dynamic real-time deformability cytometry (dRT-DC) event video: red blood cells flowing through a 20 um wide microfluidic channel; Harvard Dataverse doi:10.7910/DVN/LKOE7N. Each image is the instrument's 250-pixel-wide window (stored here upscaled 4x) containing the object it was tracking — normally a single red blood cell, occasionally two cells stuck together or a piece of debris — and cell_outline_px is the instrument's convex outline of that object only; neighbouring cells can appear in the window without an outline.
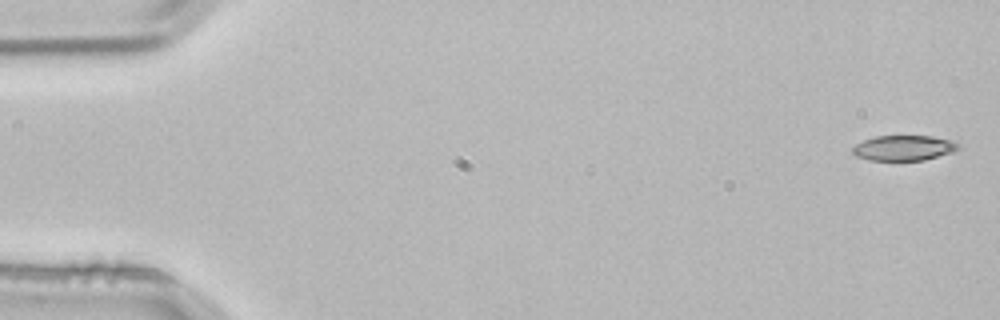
{"species": "common noctule bat (a hibernating species)", "species_latin": "Nyctalus noctula", "temperature_condition": "room temperature", "stored_images_in_passage": 3, "camera_frame_rate_fps": 3000, "um_per_image_px": 0.085, "animal": {"sex": "male", "body_mass_g": 21.5, "forearm_length_mm": 52.0}, "frame": {"image": 1, "passage_image": 1, "time_ms": 0.0, "image_size_px": [1000, 320], "cell_outline_px": [[960, 148], [952, 152], [924, 160], [868, 160], [856, 156], [852, 152], [852, 148], [856, 144], [864, 140], [876, 136], [932, 136], [948, 140], [960, 144]], "centroid_in_image_um": [76.8, 12.57], "position_along_channel_um": 8.2, "area_um2": 15.43}}
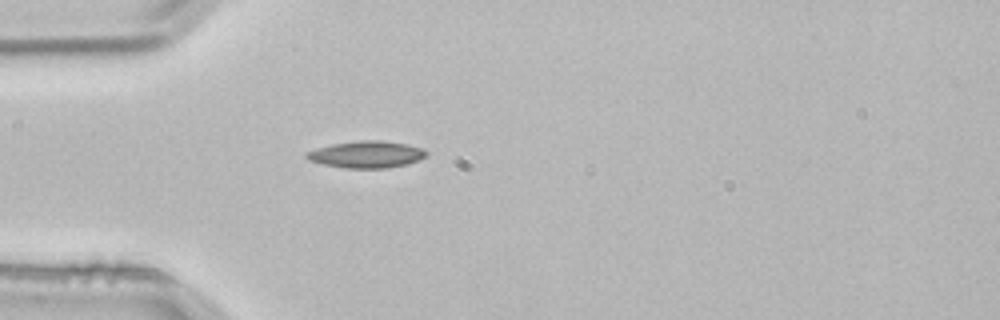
{"frame": {"image": 2, "passage_image": 3, "time_ms": 0.667, "image_size_px": [1000, 320], "cell_outline_px": [[428, 156], [420, 160], [388, 168], [344, 168], [320, 164], [308, 160], [304, 156], [308, 152], [316, 148], [332, 144], [360, 140], [380, 140], [408, 144], [420, 148], [428, 152]], "centroid_in_image_um": [31.14, 13.13], "position_along_channel_um": 53.9, "area_um2": 18.84}}